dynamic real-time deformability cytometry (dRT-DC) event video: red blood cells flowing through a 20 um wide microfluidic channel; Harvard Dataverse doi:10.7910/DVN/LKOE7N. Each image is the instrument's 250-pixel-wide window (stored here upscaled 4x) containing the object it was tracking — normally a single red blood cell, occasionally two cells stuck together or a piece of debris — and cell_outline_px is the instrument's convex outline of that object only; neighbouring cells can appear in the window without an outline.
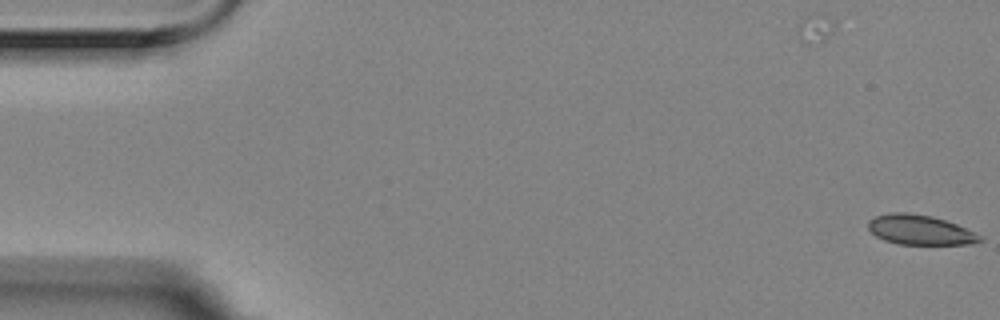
{"species": "Egyptian fruit bat (a non-hibernating species)", "species_latin": "Rousettus aegyptiacus", "temperature_condition": "room temperature", "stored_images_in_passage": 2, "camera_frame_rate_fps": 3000, "um_per_image_px": 0.085, "animal": {"sex": "female"}, "frame": {"image": 1, "passage_image": 1, "time_ms": 0.0, "image_size_px": [1000, 320], "cell_outline_px": [[984, 240], [972, 244], [900, 244], [884, 240], [876, 236], [868, 228], [868, 220], [876, 216], [888, 212], [908, 212], [932, 216], [956, 224], [980, 236]], "centroid_in_image_um": [78.16, 19.53], "position_along_channel_um": 6.8, "area_um2": 19.25}}